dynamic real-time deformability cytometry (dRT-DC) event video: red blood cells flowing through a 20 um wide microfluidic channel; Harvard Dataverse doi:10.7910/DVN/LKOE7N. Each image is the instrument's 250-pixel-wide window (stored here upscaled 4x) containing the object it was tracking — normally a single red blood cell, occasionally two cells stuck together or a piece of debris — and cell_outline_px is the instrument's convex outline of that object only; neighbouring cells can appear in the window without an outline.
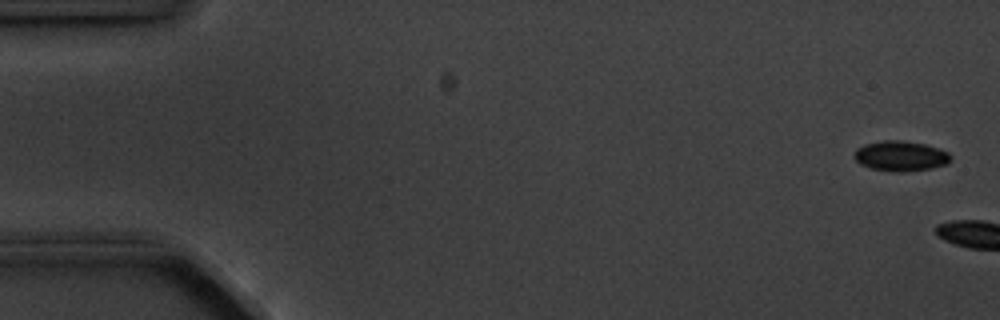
{"species": "common noctule bat (a hibernating species)", "species_latin": "Nyctalus noctula", "temperature_condition": "cold", "stored_images_in_passage": 2, "camera_frame_rate_fps": 3000, "um_per_image_px": 0.085, "animal": {"sex": "male", "body_mass_g": 20.1, "forearm_length_mm": 53.5}, "frame": {"image": 1, "passage_image": 1, "time_ms": 0.0, "image_size_px": [1000, 320], "cell_outline_px": [[952, 156], [948, 164], [932, 168], [904, 172], [896, 172], [872, 168], [860, 164], [852, 156], [856, 148], [864, 144], [884, 140], [900, 140], [924, 144], [940, 148], [948, 152]], "centroid_in_image_um": [76.56, 13.26], "position_along_channel_um": 8.4, "area_um2": 17.11}}